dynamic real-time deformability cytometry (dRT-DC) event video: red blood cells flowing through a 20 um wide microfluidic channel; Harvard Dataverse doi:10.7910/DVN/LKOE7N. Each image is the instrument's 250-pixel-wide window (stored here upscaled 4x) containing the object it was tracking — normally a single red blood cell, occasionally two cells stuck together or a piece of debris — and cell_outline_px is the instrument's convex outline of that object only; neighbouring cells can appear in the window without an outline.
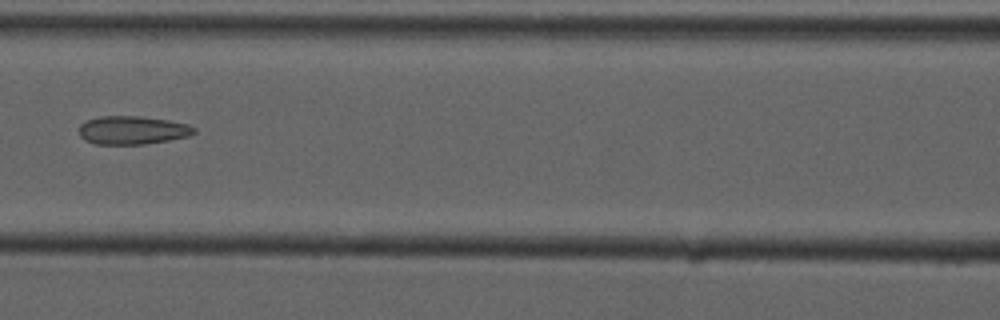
{"species": "common noctule bat (a hibernating species)", "species_latin": "Nyctalus noctula", "temperature_condition": "cold", "stored_images_in_passage": 5, "camera_frame_rate_fps": 3000, "um_per_image_px": 0.085, "animal": {"sex": "male", "forearm_length_mm": 52.5}, "frame": {"image": 1, "passage_image": 5, "time_ms": 5.333, "image_size_px": [1000, 320], "cell_outline_px": [[196, 132], [188, 136], [168, 140], [144, 144], [96, 144], [84, 140], [80, 136], [80, 124], [88, 120], [100, 116], [140, 116], [168, 120], [188, 124], [196, 128]], "centroid_in_image_um": [11.26, 11.06], "position_along_channel_um": 155.3, "area_um2": 18.96}}